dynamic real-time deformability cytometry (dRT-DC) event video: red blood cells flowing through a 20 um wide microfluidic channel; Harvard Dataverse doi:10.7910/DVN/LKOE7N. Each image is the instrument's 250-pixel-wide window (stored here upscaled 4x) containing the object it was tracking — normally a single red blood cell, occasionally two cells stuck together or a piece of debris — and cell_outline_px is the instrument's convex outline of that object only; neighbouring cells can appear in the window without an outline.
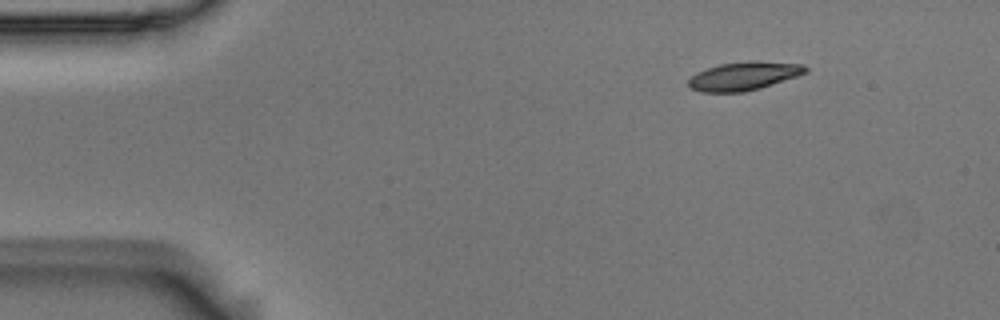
{"species": "Egyptian fruit bat (a non-hibernating species)", "species_latin": "Rousettus aegyptiacus", "temperature_condition": "room temperature", "stored_images_in_passage": 4, "camera_frame_rate_fps": 3000, "um_per_image_px": 0.085, "animal": {"sex": "male"}, "frame": {"image": 1, "passage_image": 1, "time_ms": 0.0, "image_size_px": [1000, 320], "cell_outline_px": [[808, 72], [760, 88], [744, 92], [700, 92], [688, 88], [688, 80], [696, 72], [720, 64], [756, 60], [804, 64], [808, 68]], "centroid_in_image_um": [63.22, 6.46], "position_along_channel_um": 21.8, "area_um2": 19.48}}